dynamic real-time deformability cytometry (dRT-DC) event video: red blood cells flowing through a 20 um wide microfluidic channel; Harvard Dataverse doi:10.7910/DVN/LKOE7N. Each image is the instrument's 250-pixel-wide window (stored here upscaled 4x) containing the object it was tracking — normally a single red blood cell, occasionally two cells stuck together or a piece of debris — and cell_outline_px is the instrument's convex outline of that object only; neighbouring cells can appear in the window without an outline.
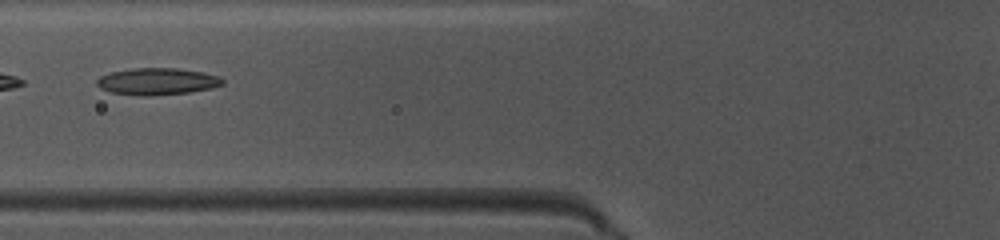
{"species": "common noctule bat (a hibernating species)", "species_latin": "Nyctalus noctula", "temperature_condition": "warm", "stored_images_in_passage": 47, "camera_frame_rate_fps": 3000, "um_per_image_px": 0.085, "animal": {"sex": "female", "body_mass_g": 10.0, "forearm_length_mm": 53.1}, "frame": {"image": 1, "passage_image": 20, "time_ms": 6.333, "image_size_px": [1000, 240], "cell_outline_px": [[224, 84], [212, 88], [188, 92], [152, 96], [140, 96], [112, 92], [100, 88], [96, 84], [96, 80], [100, 76], [112, 72], [132, 68], [176, 68], [200, 72], [220, 76], [224, 80]], "centroid_in_image_um": [13.36, 6.92], "position_along_channel_um": 112.4, "area_um2": 19.65}}
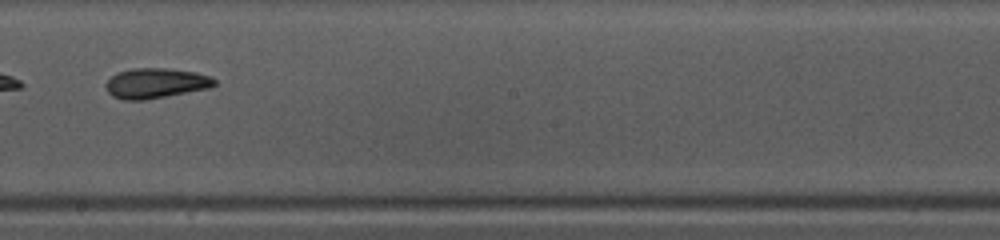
{"frame": {"image": 2, "passage_image": 29, "time_ms": 9.333, "image_size_px": [1000, 240], "cell_outline_px": [[216, 84], [208, 88], [144, 100], [124, 100], [112, 96], [104, 88], [104, 84], [116, 72], [132, 68], [172, 68], [196, 72], [208, 76], [216, 80]], "centroid_in_image_um": [13.19, 7.06], "position_along_channel_um": 235.0, "area_um2": 19.13}}
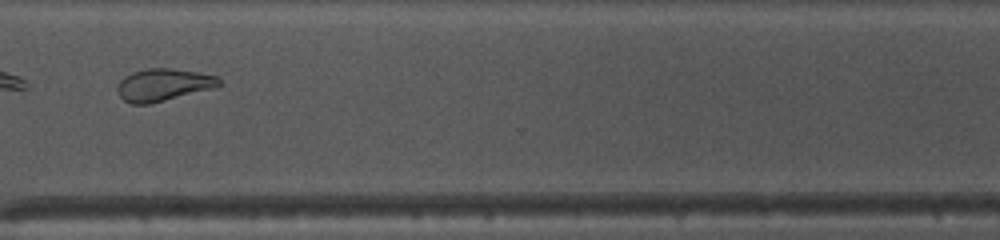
{"frame": {"image": 3, "passage_image": 38, "time_ms": 12.333, "image_size_px": [1000, 240], "cell_outline_px": [[224, 84], [212, 88], [148, 104], [132, 104], [124, 100], [116, 92], [116, 88], [120, 80], [124, 76], [132, 72], [148, 68], [168, 68], [196, 72], [216, 76]], "centroid_in_image_um": [13.84, 7.2], "position_along_channel_um": 356.8, "area_um2": 18.96}, "authors_computed_cell_mechanics": {"area_um2": 20.519, "velocity_mm_per_s": 4.0685, "shape_relaxation_time_tau1_ms": 4.984, "shape_relaxation_time_tau2_ms": 2.4828, "deformation_change_tau1": 0.1639, "deformation_change_tau2": 0.0965}}